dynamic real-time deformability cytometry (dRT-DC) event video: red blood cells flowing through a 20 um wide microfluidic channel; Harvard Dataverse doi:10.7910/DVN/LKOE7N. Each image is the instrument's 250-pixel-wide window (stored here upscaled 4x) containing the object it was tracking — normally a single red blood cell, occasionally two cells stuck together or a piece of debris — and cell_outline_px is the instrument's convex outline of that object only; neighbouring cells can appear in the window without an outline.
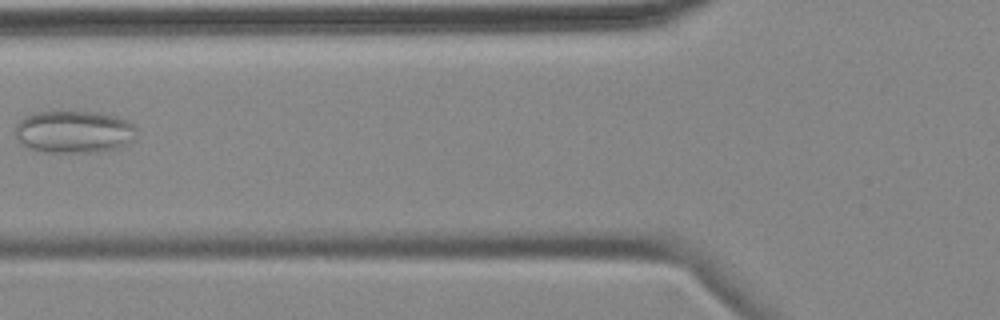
{"species": "common noctule bat (a hibernating species)", "species_latin": "Nyctalus noctula", "temperature_condition": "cold", "stored_images_in_passage": 3, "camera_frame_rate_fps": 3000, "um_per_image_px": 0.085, "animal": {"sex": "female", "body_mass_g": 18.4}, "frame": {"image": 1, "passage_image": 3, "time_ms": 3.667, "image_size_px": [1000, 320], "cell_outline_px": [[136, 128], [132, 140], [116, 148], [88, 152], [48, 152], [28, 148], [16, 136], [16, 124], [24, 116], [36, 112], [60, 108], [100, 112], [116, 116], [132, 124]], "centroid_in_image_um": [6.23, 11.13], "position_along_channel_um": 119.6, "area_um2": 30.4}}